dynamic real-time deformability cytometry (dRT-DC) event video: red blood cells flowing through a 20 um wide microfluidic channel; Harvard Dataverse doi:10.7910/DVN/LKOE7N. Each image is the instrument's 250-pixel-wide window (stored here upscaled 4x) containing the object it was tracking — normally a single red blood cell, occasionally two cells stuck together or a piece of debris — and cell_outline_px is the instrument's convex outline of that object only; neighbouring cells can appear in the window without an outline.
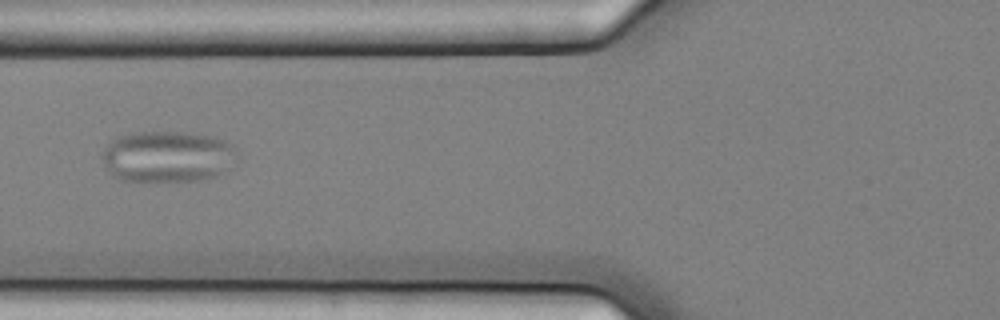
{"species": "common noctule bat (a hibernating species)", "species_latin": "Nyctalus noctula", "temperature_condition": "cold", "stored_images_in_passage": 40, "camera_frame_rate_fps": 3000, "um_per_image_px": 0.085, "animal": {"sex": "female", "body_mass_g": 25.1}, "frame": {"image": 1, "passage_image": 6, "time_ms": 1.667, "image_size_px": [1000, 320], "cell_outline_px": [[236, 156], [224, 172], [216, 176], [196, 180], [124, 180], [112, 176], [104, 168], [100, 156], [104, 148], [116, 136], [132, 132], [180, 132], [216, 136], [232, 144], [236, 148]], "centroid_in_image_um": [14.19, 13.28], "position_along_channel_um": 111.6, "area_um2": 40.46}}
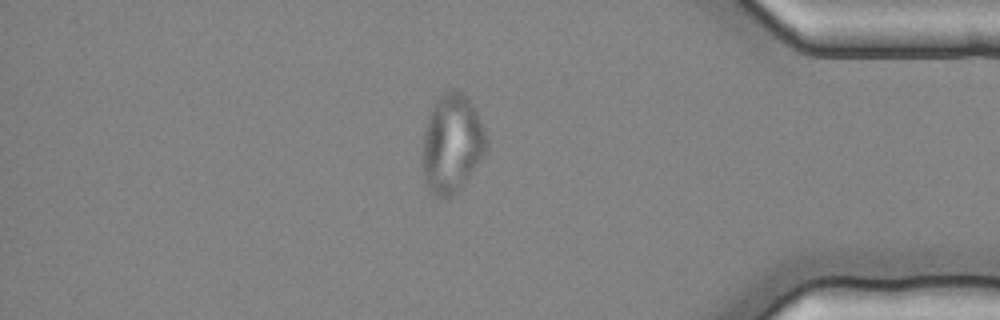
{"frame": {"image": 2, "passage_image": 32, "time_ms": 10.333, "image_size_px": [1000, 320], "cell_outline_px": [[488, 148], [460, 188], [444, 200], [436, 196], [424, 184], [424, 128], [428, 116], [436, 100], [444, 92], [452, 88], [456, 88], [472, 104], [484, 128], [488, 140]], "centroid_in_image_um": [38.41, 12.19], "position_along_channel_um": 396.8, "area_um2": 36.24}}
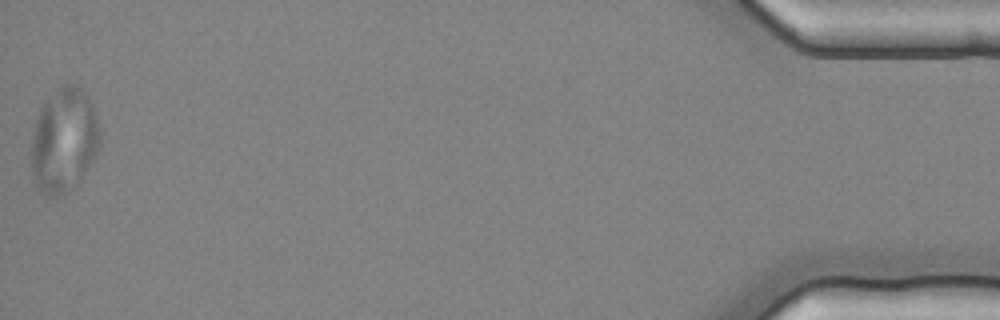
{"frame": {"image": 3, "passage_image": 40, "time_ms": 13.0, "image_size_px": [1000, 320], "cell_outline_px": [[100, 148], [92, 164], [80, 180], [76, 184], [64, 192], [56, 196], [44, 196], [36, 188], [32, 180], [32, 140], [36, 120], [40, 108], [60, 84], [76, 80], [80, 84], [96, 112], [100, 128]], "centroid_in_image_um": [5.46, 11.89], "position_along_channel_um": 429.7, "area_um2": 42.54}}